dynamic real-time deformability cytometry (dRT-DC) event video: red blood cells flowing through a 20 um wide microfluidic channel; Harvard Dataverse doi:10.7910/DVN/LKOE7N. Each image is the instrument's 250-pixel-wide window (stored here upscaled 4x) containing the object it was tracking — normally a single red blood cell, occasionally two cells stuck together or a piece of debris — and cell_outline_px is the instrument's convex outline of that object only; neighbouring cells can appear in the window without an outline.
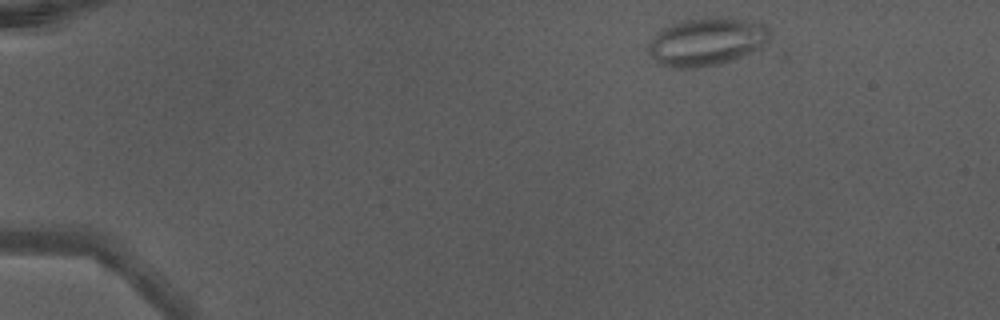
{"species": "Egyptian fruit bat (a non-hibernating species)", "species_latin": "Rousettus aegyptiacus", "temperature_condition": "warm", "stored_images_in_passage": 38, "camera_frame_rate_fps": 3000, "um_per_image_px": 0.085, "animal": {"sex": "male"}, "frame": {"image": 1, "passage_image": 1, "time_ms": 0.0, "image_size_px": [1000, 320], "cell_outline_px": [[772, 36], [768, 44], [752, 52], [732, 60], [720, 64], [696, 68], [672, 68], [660, 64], [648, 52], [648, 44], [656, 32], [660, 28], [680, 20], [740, 20], [764, 24], [768, 28]], "centroid_in_image_um": [60.04, 3.59], "position_along_channel_um": 25.0, "area_um2": 33.47}}
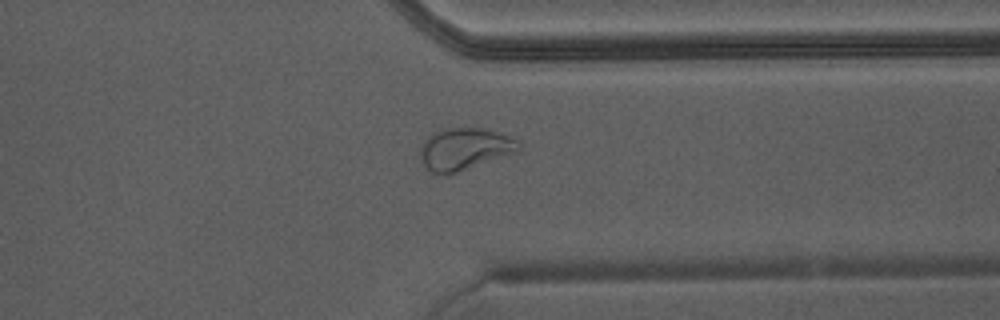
{"frame": {"image": 2, "passage_image": 32, "time_ms": 10.333, "image_size_px": [1000, 320], "cell_outline_px": [[520, 152], [456, 172], [432, 172], [424, 164], [420, 156], [420, 148], [428, 136], [432, 132], [440, 128], [484, 128], [512, 136], [520, 140]], "centroid_in_image_um": [39.56, 12.62], "position_along_channel_um": 371.8, "area_um2": 24.1}}